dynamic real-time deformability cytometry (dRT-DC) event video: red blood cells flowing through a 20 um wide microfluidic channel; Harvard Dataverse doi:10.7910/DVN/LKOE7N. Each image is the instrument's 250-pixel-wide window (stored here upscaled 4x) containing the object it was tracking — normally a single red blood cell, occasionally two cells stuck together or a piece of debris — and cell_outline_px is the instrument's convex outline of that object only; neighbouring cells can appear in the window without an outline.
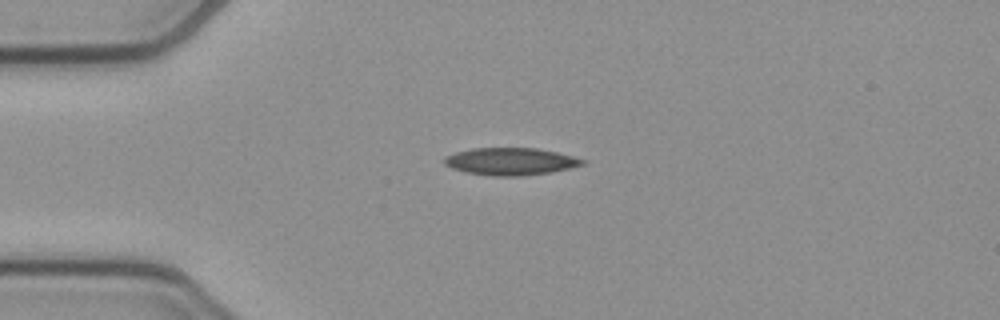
{"species": "common noctule bat (a hibernating species)", "species_latin": "Nyctalus noctula", "temperature_condition": "cold", "stored_images_in_passage": 41, "camera_frame_rate_fps": 3000, "um_per_image_px": 0.085, "animal": {"sex": "female", "body_mass_g": 21.9}, "frame": {"image": 1, "passage_image": 1, "time_ms": 0.0, "image_size_px": [1000, 320], "cell_outline_px": [[588, 160], [584, 164], [552, 172], [520, 176], [492, 176], [468, 172], [452, 168], [444, 164], [444, 156], [456, 152], [472, 148], [536, 148], [556, 152]], "centroid_in_image_um": [43.4, 13.72], "position_along_channel_um": 41.6, "area_um2": 21.91}}
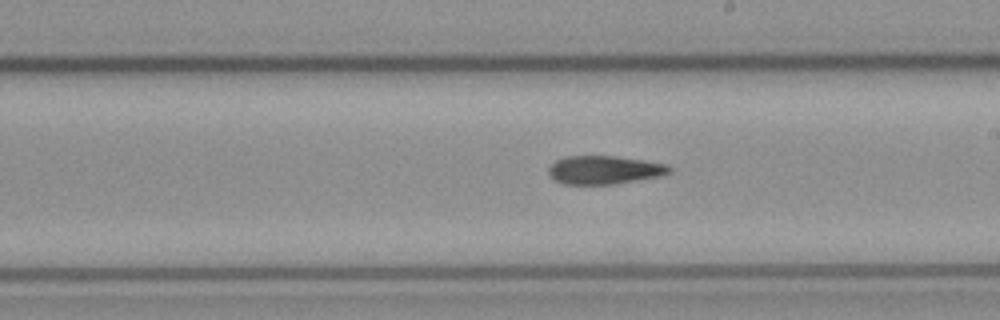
{"frame": {"image": 2, "passage_image": 18, "time_ms": 5.667, "image_size_px": [1000, 320], "cell_outline_px": [[672, 172], [664, 176], [616, 184], [564, 184], [552, 180], [548, 172], [548, 168], [556, 160], [568, 156], [616, 156], [644, 160], [664, 164], [672, 168]], "centroid_in_image_um": [51.39, 14.45], "position_along_channel_um": 237.6, "area_um2": 20.23}}
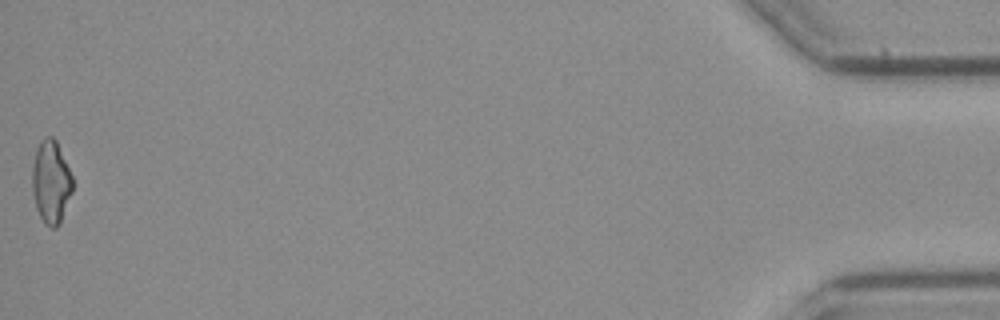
{"frame": {"image": 3, "passage_image": 41, "time_ms": 13.333, "image_size_px": [1000, 320], "cell_outline_px": [[72, 192], [60, 224], [56, 228], [52, 228], [44, 224], [36, 208], [32, 192], [32, 164], [36, 148], [40, 140], [44, 136], [52, 136], [56, 140], [72, 176]], "centroid_in_image_um": [4.31, 15.47], "position_along_channel_um": 430.9, "area_um2": 19.71}, "authors_computed_cell_mechanics": {"area_um2": 20.6346, "velocity_mm_per_s": 3.8617, "shape_relaxation_time_tau1_ms": 8.4503, "shape_relaxation_time_tau2_ms": 5.7326, "deformation_change_tau1": 0.1937, "deformation_change_tau2": 0.1537}}